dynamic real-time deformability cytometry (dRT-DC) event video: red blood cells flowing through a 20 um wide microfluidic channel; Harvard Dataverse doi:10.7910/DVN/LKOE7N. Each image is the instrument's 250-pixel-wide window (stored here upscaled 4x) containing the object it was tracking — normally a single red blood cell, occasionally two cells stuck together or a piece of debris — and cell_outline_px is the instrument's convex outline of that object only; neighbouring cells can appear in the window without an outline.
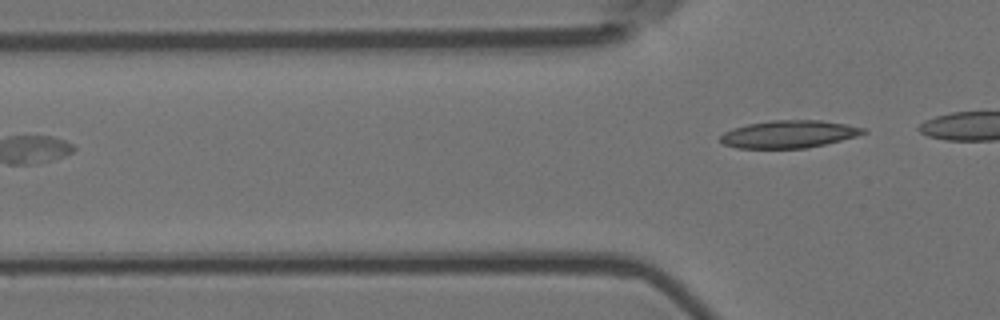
{"species": "Egyptian fruit bat (a non-hibernating species)", "species_latin": "Rousettus aegyptiacus", "temperature_condition": "room temperature", "stored_images_in_passage": 5, "segment_of_instrument_passage": [2, 2], "camera_frame_rate_fps": 3000, "um_per_image_px": 0.085, "animal": {"sex": "female"}, "frame": {"image": 1, "passage_image": 5, "time_ms": 1.333, "image_size_px": [1000, 320], "cell_outline_px": [[868, 132], [856, 136], [808, 148], [740, 148], [724, 144], [720, 140], [720, 136], [724, 132], [732, 128], [748, 124], [772, 120], [820, 120], [844, 124], [864, 128]], "centroid_in_image_um": [67.04, 11.4], "position_along_channel_um": 58.8, "area_um2": 22.72}}